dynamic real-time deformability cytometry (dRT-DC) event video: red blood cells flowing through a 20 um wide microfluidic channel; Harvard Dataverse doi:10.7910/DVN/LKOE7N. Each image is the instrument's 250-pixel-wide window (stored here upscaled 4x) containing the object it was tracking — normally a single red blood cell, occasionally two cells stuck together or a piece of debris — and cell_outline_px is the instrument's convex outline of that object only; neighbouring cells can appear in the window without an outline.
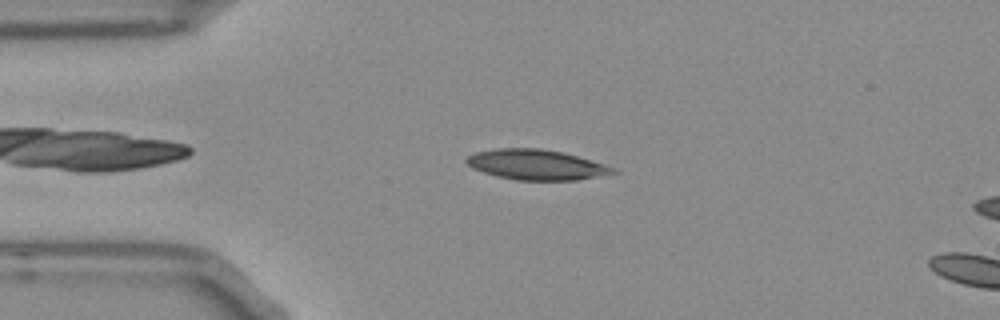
{"species": "Egyptian fruit bat (a non-hibernating species)", "species_latin": "Rousettus aegyptiacus", "temperature_condition": "room temperature", "stored_images_in_passage": 13, "camera_frame_rate_fps": 3000, "um_per_image_px": 0.085, "frame": {"image": 1, "passage_image": 10, "time_ms": 3.0, "image_size_px": [1000, 320], "cell_outline_px": [[616, 172], [576, 180], [520, 180], [500, 176], [484, 172], [472, 168], [468, 164], [468, 156], [476, 152], [500, 148], [540, 148], [560, 152], [576, 156], [612, 168]], "centroid_in_image_um": [45.52, 13.99], "position_along_channel_um": 39.5, "area_um2": 24.85}}